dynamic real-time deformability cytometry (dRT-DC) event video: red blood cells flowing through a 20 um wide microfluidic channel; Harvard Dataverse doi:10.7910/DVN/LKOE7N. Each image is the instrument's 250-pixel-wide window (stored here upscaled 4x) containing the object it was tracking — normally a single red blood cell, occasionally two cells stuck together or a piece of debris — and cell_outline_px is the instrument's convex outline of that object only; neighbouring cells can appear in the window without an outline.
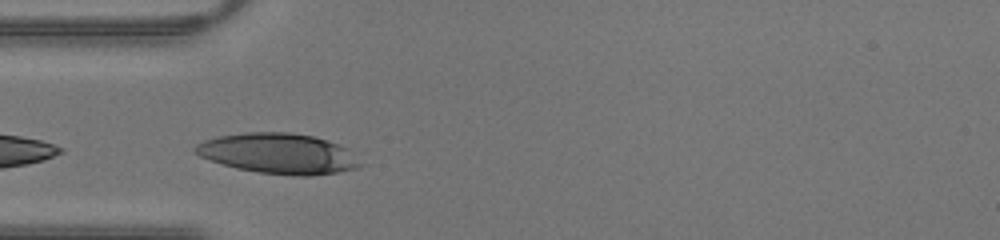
{"species": "human", "species_latin": "Homo sapiens", "temperature_condition": "warm", "stored_images_in_passage": 5, "camera_frame_rate_fps": 3000, "um_per_image_px": 0.085, "donor": {"sex": "male"}, "frame": {"image": 1, "passage_image": 3, "time_ms": 0.667, "image_size_px": [1000, 240], "cell_outline_px": [[368, 164], [360, 168], [312, 176], [296, 176], [260, 172], [236, 168], [200, 156], [192, 152], [192, 148], [196, 144], [204, 140], [216, 136], [244, 132], [292, 132], [312, 136], [340, 144], [348, 148]], "centroid_in_image_um": [23.74, 13.05], "position_along_channel_um": 61.3, "area_um2": 39.42}}